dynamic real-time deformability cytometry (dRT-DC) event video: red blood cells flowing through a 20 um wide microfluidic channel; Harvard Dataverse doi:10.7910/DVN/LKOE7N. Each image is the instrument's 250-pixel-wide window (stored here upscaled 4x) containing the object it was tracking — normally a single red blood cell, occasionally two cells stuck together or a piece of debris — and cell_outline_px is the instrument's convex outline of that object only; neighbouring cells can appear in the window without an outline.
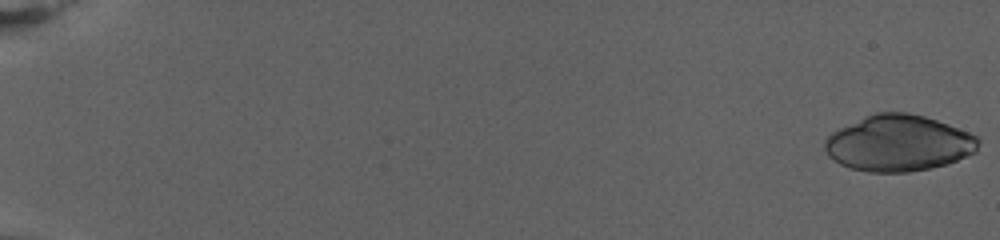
{"species": "human", "species_latin": "Homo sapiens", "temperature_condition": "warm", "stored_images_in_passage": 81, "camera_frame_rate_fps": 3000, "um_per_image_px": 0.085, "donor": {"sex": "female"}, "frame": {"image": 1, "passage_image": 1, "time_ms": 0.0, "image_size_px": [1000, 240], "cell_outline_px": [[980, 140], [976, 152], [948, 164], [932, 168], [908, 172], [868, 172], [848, 168], [840, 164], [828, 156], [824, 148], [824, 140], [832, 132], [864, 116], [876, 112], [908, 112], [924, 116], [948, 124], [968, 132], [976, 136]], "centroid_in_image_um": [76.37, 12.18], "position_along_channel_um": 8.6, "area_um2": 50.46}}
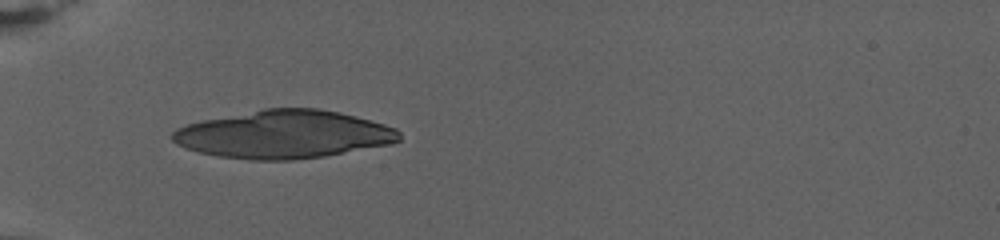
{"frame": {"image": 2, "passage_image": 29, "time_ms": 9.333, "image_size_px": [1000, 240], "cell_outline_px": [[400, 140], [392, 144], [324, 156], [292, 160], [248, 160], [216, 156], [184, 148], [176, 144], [172, 140], [172, 132], [176, 128], [200, 120], [264, 108], [316, 108], [340, 112], [356, 116], [384, 124], [396, 128], [400, 132]], "centroid_in_image_um": [24.1, 11.42], "position_along_channel_um": 60.9, "area_um2": 63.75}}